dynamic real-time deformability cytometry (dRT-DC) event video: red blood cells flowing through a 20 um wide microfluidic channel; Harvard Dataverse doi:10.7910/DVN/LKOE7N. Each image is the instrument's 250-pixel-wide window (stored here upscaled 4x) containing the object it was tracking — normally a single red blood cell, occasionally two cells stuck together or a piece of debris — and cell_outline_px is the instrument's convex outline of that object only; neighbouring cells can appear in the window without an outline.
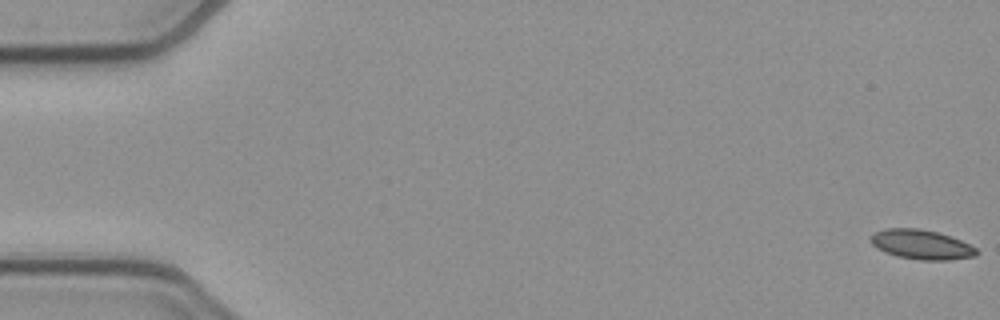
{"species": "common noctule bat (a hibernating species)", "species_latin": "Nyctalus noctula", "temperature_condition": "cold", "stored_images_in_passage": 53, "camera_frame_rate_fps": 3000, "um_per_image_px": 0.085, "animal": {"sex": "female", "body_mass_g": 21.9}, "frame": {"image": 1, "passage_image": 1, "time_ms": 0.0, "image_size_px": [1000, 320], "cell_outline_px": [[980, 252], [976, 256], [948, 260], [920, 260], [896, 256], [884, 252], [876, 248], [868, 240], [868, 236], [884, 228], [920, 228], [952, 236], [976, 248]], "centroid_in_image_um": [78.28, 20.78], "position_along_channel_um": 6.7, "area_um2": 18.5}}
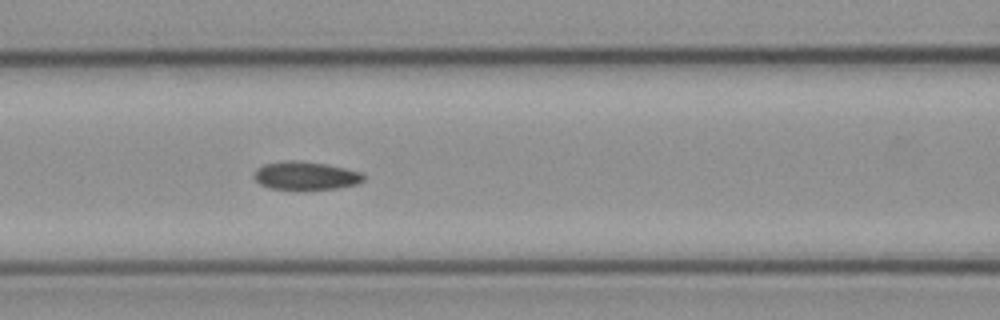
{"frame": {"image": 2, "passage_image": 23, "time_ms": 7.333, "image_size_px": [1000, 320], "cell_outline_px": [[364, 180], [356, 184], [336, 188], [268, 188], [260, 184], [252, 176], [252, 172], [256, 168], [264, 164], [284, 160], [300, 160], [328, 164], [364, 172]], "centroid_in_image_um": [25.96, 14.89], "position_along_channel_um": 140.6, "area_um2": 18.03}}
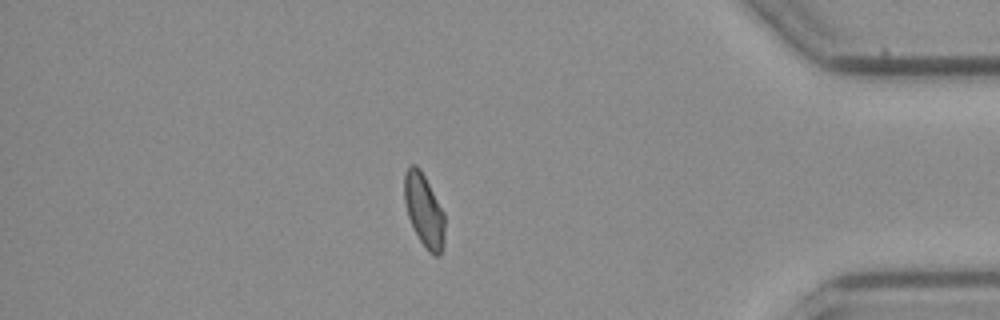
{"frame": {"image": 3, "passage_image": 46, "time_ms": 15.0, "image_size_px": [1000, 320], "cell_outline_px": [[444, 244], [440, 256], [432, 256], [428, 252], [420, 240], [408, 216], [404, 200], [404, 172], [408, 164], [416, 164], [420, 168], [444, 212]], "centroid_in_image_um": [36.04, 17.87], "position_along_channel_um": 399.2, "area_um2": 17.28}, "authors_computed_cell_mechanics": {"area_um2": 18.0914, "velocity_mm_per_s": 3.8738, "shape_relaxation_time_tau1_ms": null, "shape_relaxation_time_tau2_ms": 3.0099, "deformation_change_tau1": null, "deformation_change_tau2": 0.0704}}